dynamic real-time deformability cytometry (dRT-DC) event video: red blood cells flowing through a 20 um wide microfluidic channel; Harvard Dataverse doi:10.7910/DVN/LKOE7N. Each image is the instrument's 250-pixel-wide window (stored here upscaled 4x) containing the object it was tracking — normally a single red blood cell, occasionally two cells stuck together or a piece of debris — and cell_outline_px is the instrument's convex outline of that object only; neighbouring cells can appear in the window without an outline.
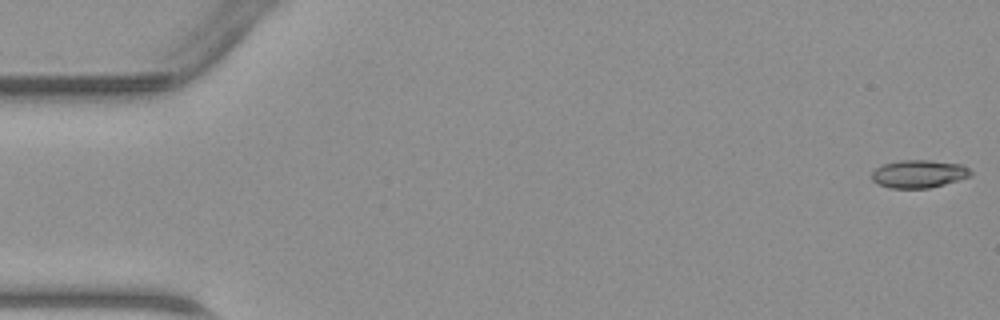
{"species": "common noctule bat (a hibernating species)", "species_latin": "Nyctalus noctula", "temperature_condition": "warm", "stored_images_in_passage": 47, "camera_frame_rate_fps": 3000, "um_per_image_px": 0.085, "animal": {"sex": "male", "body_mass_g": 23.1, "forearm_length_mm": 52.7}, "frame": {"image": 1, "passage_image": 1, "time_ms": 0.0, "image_size_px": [1000, 320], "cell_outline_px": [[972, 176], [944, 184], [928, 188], [888, 188], [872, 180], [872, 172], [876, 168], [884, 164], [900, 160], [932, 160], [964, 164], [972, 172]], "centroid_in_image_um": [78.13, 14.77], "position_along_channel_um": 6.9, "area_um2": 16.13}}
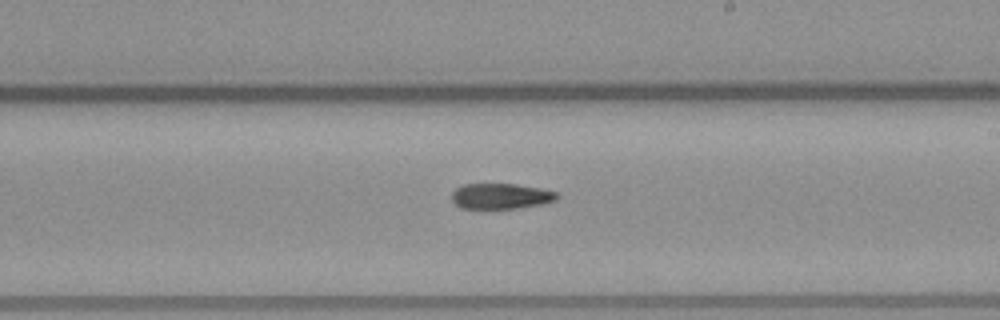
{"frame": {"image": 2, "passage_image": 27, "time_ms": 8.667, "image_size_px": [1000, 320], "cell_outline_px": [[560, 196], [556, 200], [540, 204], [516, 208], [460, 208], [452, 200], [452, 192], [456, 188], [464, 184], [516, 184], [540, 188], [556, 192]], "centroid_in_image_um": [42.57, 16.66], "position_along_channel_um": 246.4, "area_um2": 15.55}}
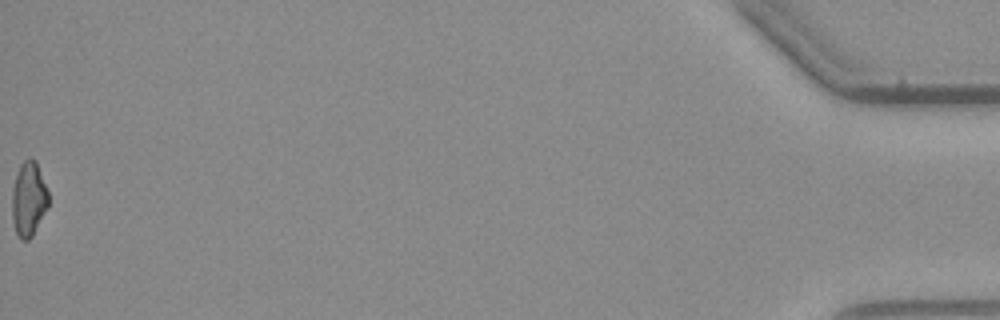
{"frame": {"image": 3, "passage_image": 47, "time_ms": 15.333, "image_size_px": [1000, 320], "cell_outline_px": [[48, 208], [32, 236], [28, 240], [20, 240], [12, 224], [12, 192], [16, 172], [20, 164], [24, 160], [36, 160], [48, 192]], "centroid_in_image_um": [2.42, 16.95], "position_along_channel_um": 432.8, "area_um2": 15.9}}